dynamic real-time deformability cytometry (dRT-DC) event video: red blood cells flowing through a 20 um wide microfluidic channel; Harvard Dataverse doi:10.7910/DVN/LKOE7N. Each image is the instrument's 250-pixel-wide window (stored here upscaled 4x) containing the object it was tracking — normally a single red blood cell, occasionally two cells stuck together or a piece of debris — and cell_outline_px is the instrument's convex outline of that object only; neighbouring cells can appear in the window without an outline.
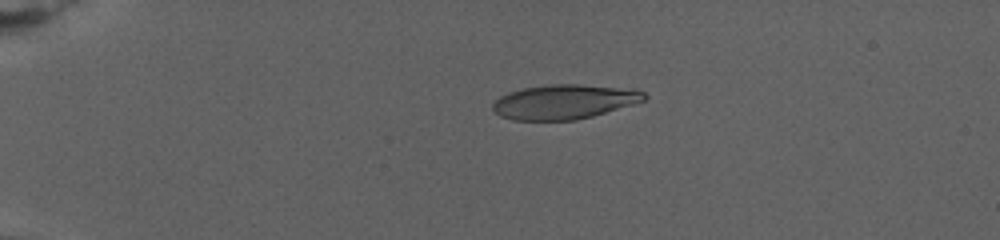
{"species": "human", "species_latin": "Homo sapiens", "temperature_condition": "warm", "stored_images_in_passage": 46, "camera_frame_rate_fps": 3000, "um_per_image_px": 0.085, "donor": {"sex": "female"}, "frame": {"image": 1, "passage_image": 6, "time_ms": 3.667, "image_size_px": [1000, 240], "cell_outline_px": [[648, 96], [644, 100], [632, 104], [592, 116], [576, 120], [512, 120], [500, 116], [492, 108], [492, 104], [500, 96], [508, 92], [524, 88], [552, 84], [576, 84], [616, 88], [644, 92]], "centroid_in_image_um": [47.88, 8.66], "position_along_channel_um": 37.1, "area_um2": 29.94}}
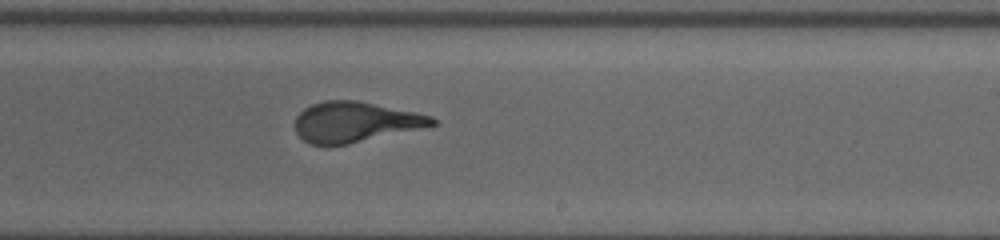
{"frame": {"image": 2, "passage_image": 27, "time_ms": 14.667, "image_size_px": [1000, 240], "cell_outline_px": [[436, 124], [348, 144], [308, 144], [296, 132], [296, 116], [304, 108], [312, 104], [324, 100], [356, 100], [416, 112], [432, 116], [436, 120]], "centroid_in_image_um": [30.15, 10.35], "position_along_channel_um": 258.8, "area_um2": 31.67}}
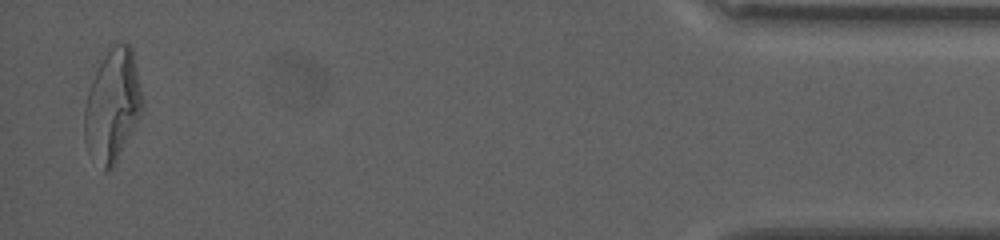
{"frame": {"image": 3, "passage_image": 45, "time_ms": 23.667, "image_size_px": [1000, 240], "cell_outline_px": [[140, 112], [112, 168], [108, 172], [104, 172], [88, 152], [84, 140], [84, 112], [88, 92], [92, 80], [104, 56], [116, 40], [128, 44], [132, 48], [140, 92]], "centroid_in_image_um": [9.5, 8.97], "position_along_channel_um": 425.7, "area_um2": 36.65}}